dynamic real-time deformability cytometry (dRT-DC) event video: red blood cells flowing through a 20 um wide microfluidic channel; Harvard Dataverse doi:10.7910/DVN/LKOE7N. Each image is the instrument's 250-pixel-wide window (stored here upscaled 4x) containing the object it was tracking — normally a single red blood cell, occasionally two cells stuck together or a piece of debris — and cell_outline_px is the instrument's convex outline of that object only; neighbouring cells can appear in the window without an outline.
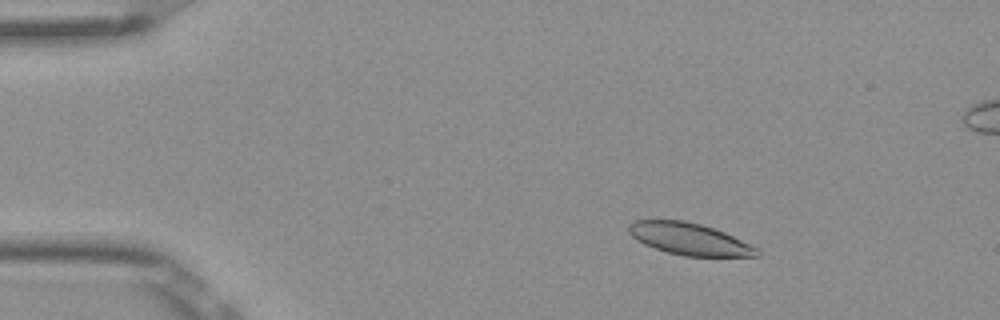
{"species": "Egyptian fruit bat (a non-hibernating species)", "species_latin": "Rousettus aegyptiacus", "temperature_condition": "room temperature", "stored_images_in_passage": 6, "camera_frame_rate_fps": 3000, "um_per_image_px": 0.085, "frame": {"image": 1, "passage_image": 3, "time_ms": 0.667, "image_size_px": [1000, 320], "cell_outline_px": [[760, 256], [684, 256], [668, 252], [644, 244], [632, 236], [628, 232], [628, 224], [636, 220], [684, 220], [700, 224], [724, 232], [756, 248], [760, 252]], "centroid_in_image_um": [58.56, 20.31], "position_along_channel_um": 26.4, "area_um2": 23.47}}